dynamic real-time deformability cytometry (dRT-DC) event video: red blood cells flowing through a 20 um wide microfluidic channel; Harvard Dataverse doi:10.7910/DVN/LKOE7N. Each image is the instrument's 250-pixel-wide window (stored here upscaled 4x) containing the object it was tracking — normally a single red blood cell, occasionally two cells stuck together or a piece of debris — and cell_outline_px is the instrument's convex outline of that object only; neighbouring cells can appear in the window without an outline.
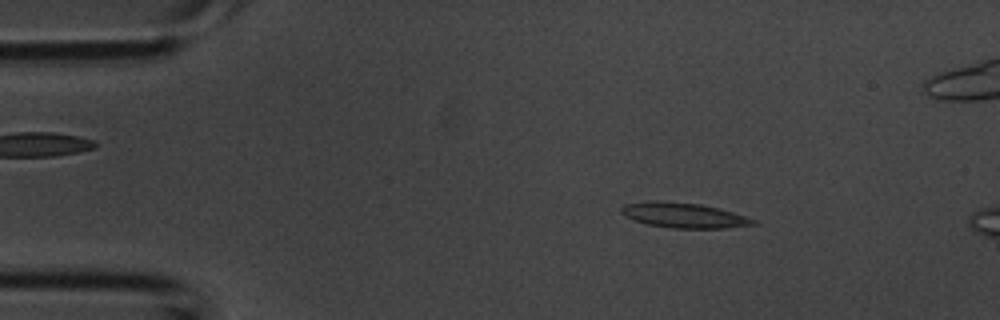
{"species": "common noctule bat (a hibernating species)", "species_latin": "Nyctalus noctula", "temperature_condition": "room temperature", "stored_images_in_passage": 3, "camera_frame_rate_fps": 3000, "um_per_image_px": 0.085, "animal": {"sex": "male", "body_mass_g": 20.1, "forearm_length_mm": 53.5}, "frame": {"image": 1, "passage_image": 1, "time_ms": 0.0, "image_size_px": [1000, 320], "cell_outline_px": [[756, 224], [724, 228], [672, 228], [648, 224], [632, 220], [624, 216], [620, 212], [620, 208], [624, 204], [700, 204], [720, 208], [756, 220]], "centroid_in_image_um": [58.19, 18.36], "position_along_channel_um": 26.8, "area_um2": 18.15}}